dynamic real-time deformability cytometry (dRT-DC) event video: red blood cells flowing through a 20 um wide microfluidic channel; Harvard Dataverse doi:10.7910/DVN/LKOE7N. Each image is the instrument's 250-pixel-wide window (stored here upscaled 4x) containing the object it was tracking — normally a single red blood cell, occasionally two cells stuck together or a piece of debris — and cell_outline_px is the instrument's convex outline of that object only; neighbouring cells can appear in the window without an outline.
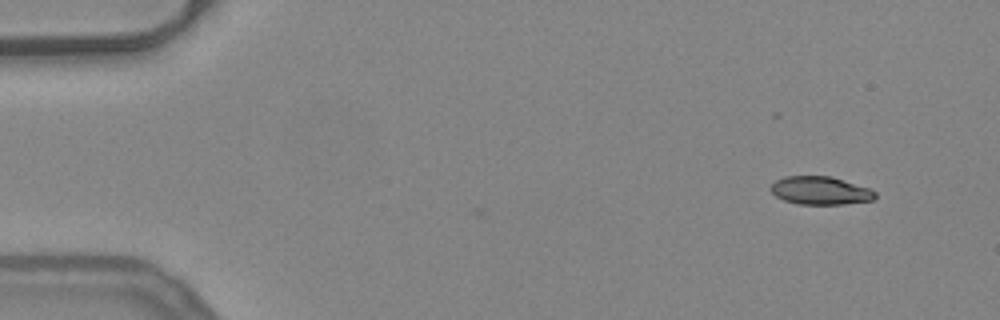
{"species": "common noctule bat (a hibernating species)", "species_latin": "Nyctalus noctula", "temperature_condition": "warm", "stored_images_in_passage": 40, "camera_frame_rate_fps": 3000, "um_per_image_px": 0.085, "animal": {"sex": "female", "body_mass_g": 24.6, "forearm_length_mm": 56.2}, "frame": {"image": 1, "passage_image": 1, "time_ms": 0.0, "image_size_px": [1000, 320], "cell_outline_px": [[876, 196], [872, 200], [844, 204], [800, 204], [784, 200], [776, 196], [768, 188], [776, 180], [784, 176], [832, 176], [868, 188], [876, 192]], "centroid_in_image_um": [69.7, 16.19], "position_along_channel_um": 15.3, "area_um2": 17.05}}
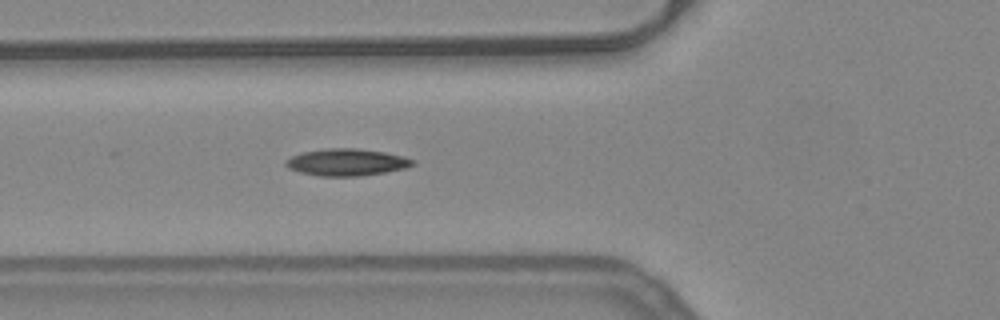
{"frame": {"image": 2, "passage_image": 16, "time_ms": 5.0, "image_size_px": [1000, 320], "cell_outline_px": [[416, 164], [404, 168], [384, 172], [360, 176], [320, 176], [300, 172], [288, 168], [284, 164], [284, 160], [300, 152], [324, 148], [356, 148], [384, 152], [404, 156], [416, 160]], "centroid_in_image_um": [29.45, 13.78], "position_along_channel_um": 96.4, "area_um2": 20.11}}
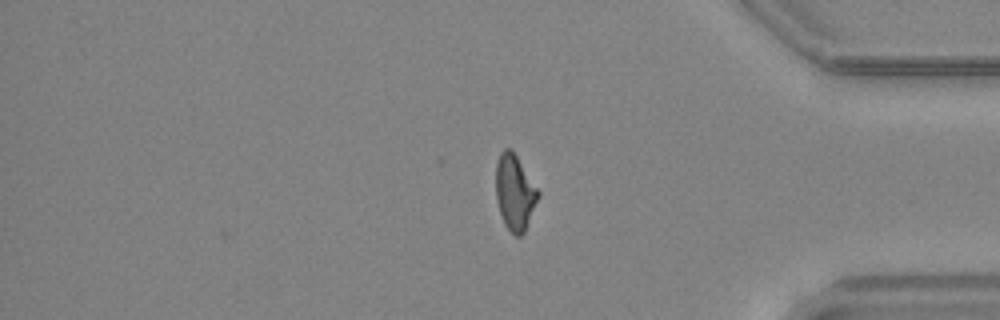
{"frame": {"image": 3, "passage_image": 40, "time_ms": 13.0, "image_size_px": [1000, 320], "cell_outline_px": [[540, 196], [524, 232], [520, 236], [516, 236], [504, 224], [496, 200], [496, 164], [500, 152], [504, 148], [508, 148], [516, 156], [540, 192]], "centroid_in_image_um": [43.75, 16.36], "position_along_channel_um": 391.4, "area_um2": 18.38}, "authors_computed_cell_mechanics": {"area_um2": 18.5827, "velocity_mm_per_s": 3.9557, "shape_relaxation_time_tau1_ms": null, "shape_relaxation_time_tau2_ms": 2.614, "deformation_change_tau1": null, "deformation_change_tau2": 0.0957}}